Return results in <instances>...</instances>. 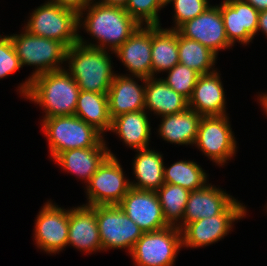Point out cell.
I'll list each match as a JSON object with an SVG mask.
<instances>
[{"label":"cell","mask_w":267,"mask_h":266,"mask_svg":"<svg viewBox=\"0 0 267 266\" xmlns=\"http://www.w3.org/2000/svg\"><path fill=\"white\" fill-rule=\"evenodd\" d=\"M22 68L15 47L9 35H0V79Z\"/></svg>","instance_id":"cell-34"},{"label":"cell","mask_w":267,"mask_h":266,"mask_svg":"<svg viewBox=\"0 0 267 266\" xmlns=\"http://www.w3.org/2000/svg\"><path fill=\"white\" fill-rule=\"evenodd\" d=\"M152 77L167 72L179 63L178 31L152 26ZM155 73V74H154Z\"/></svg>","instance_id":"cell-26"},{"label":"cell","mask_w":267,"mask_h":266,"mask_svg":"<svg viewBox=\"0 0 267 266\" xmlns=\"http://www.w3.org/2000/svg\"><path fill=\"white\" fill-rule=\"evenodd\" d=\"M174 5L175 27L170 30H177L186 21L194 19L203 13L209 6L208 0H170Z\"/></svg>","instance_id":"cell-33"},{"label":"cell","mask_w":267,"mask_h":266,"mask_svg":"<svg viewBox=\"0 0 267 266\" xmlns=\"http://www.w3.org/2000/svg\"><path fill=\"white\" fill-rule=\"evenodd\" d=\"M167 72L168 77L164 78L163 81L177 93L189 99L200 74L181 63H178Z\"/></svg>","instance_id":"cell-32"},{"label":"cell","mask_w":267,"mask_h":266,"mask_svg":"<svg viewBox=\"0 0 267 266\" xmlns=\"http://www.w3.org/2000/svg\"><path fill=\"white\" fill-rule=\"evenodd\" d=\"M225 93L217 71L200 75L188 99L190 109L203 116L226 115Z\"/></svg>","instance_id":"cell-20"},{"label":"cell","mask_w":267,"mask_h":266,"mask_svg":"<svg viewBox=\"0 0 267 266\" xmlns=\"http://www.w3.org/2000/svg\"><path fill=\"white\" fill-rule=\"evenodd\" d=\"M118 206L143 232H152L169 226L156 191L131 187Z\"/></svg>","instance_id":"cell-14"},{"label":"cell","mask_w":267,"mask_h":266,"mask_svg":"<svg viewBox=\"0 0 267 266\" xmlns=\"http://www.w3.org/2000/svg\"><path fill=\"white\" fill-rule=\"evenodd\" d=\"M95 214L104 251L124 248L130 253L144 234L118 205H96Z\"/></svg>","instance_id":"cell-8"},{"label":"cell","mask_w":267,"mask_h":266,"mask_svg":"<svg viewBox=\"0 0 267 266\" xmlns=\"http://www.w3.org/2000/svg\"><path fill=\"white\" fill-rule=\"evenodd\" d=\"M42 129L49 142L51 159L78 148L107 147L104 136L75 115L43 118Z\"/></svg>","instance_id":"cell-5"},{"label":"cell","mask_w":267,"mask_h":266,"mask_svg":"<svg viewBox=\"0 0 267 266\" xmlns=\"http://www.w3.org/2000/svg\"><path fill=\"white\" fill-rule=\"evenodd\" d=\"M234 197L209 183L203 188L190 191L182 223H178L181 230L186 224L203 218H210L221 214L233 201Z\"/></svg>","instance_id":"cell-19"},{"label":"cell","mask_w":267,"mask_h":266,"mask_svg":"<svg viewBox=\"0 0 267 266\" xmlns=\"http://www.w3.org/2000/svg\"><path fill=\"white\" fill-rule=\"evenodd\" d=\"M69 244V245H68ZM68 246L91 254L102 251L95 206L81 205L69 209Z\"/></svg>","instance_id":"cell-17"},{"label":"cell","mask_w":267,"mask_h":266,"mask_svg":"<svg viewBox=\"0 0 267 266\" xmlns=\"http://www.w3.org/2000/svg\"><path fill=\"white\" fill-rule=\"evenodd\" d=\"M86 11L87 13H83ZM84 14L87 16L83 17ZM78 18L79 28L82 26L93 39L99 41H97L98 44L88 43L79 35L80 44L103 50L109 47L113 52L140 26L123 7L104 5L99 1L91 2Z\"/></svg>","instance_id":"cell-1"},{"label":"cell","mask_w":267,"mask_h":266,"mask_svg":"<svg viewBox=\"0 0 267 266\" xmlns=\"http://www.w3.org/2000/svg\"><path fill=\"white\" fill-rule=\"evenodd\" d=\"M111 132L134 150L149 147L151 126L146 110L134 111L112 119Z\"/></svg>","instance_id":"cell-23"},{"label":"cell","mask_w":267,"mask_h":266,"mask_svg":"<svg viewBox=\"0 0 267 266\" xmlns=\"http://www.w3.org/2000/svg\"><path fill=\"white\" fill-rule=\"evenodd\" d=\"M80 89L68 73L61 69L32 78L26 99L43 107V118L75 115Z\"/></svg>","instance_id":"cell-2"},{"label":"cell","mask_w":267,"mask_h":266,"mask_svg":"<svg viewBox=\"0 0 267 266\" xmlns=\"http://www.w3.org/2000/svg\"><path fill=\"white\" fill-rule=\"evenodd\" d=\"M22 67L34 65L36 67L32 75L20 84L18 88L22 96H26L32 78L37 75L64 69L67 47L60 41L38 37L27 30L21 34L10 35ZM61 66V67H60Z\"/></svg>","instance_id":"cell-4"},{"label":"cell","mask_w":267,"mask_h":266,"mask_svg":"<svg viewBox=\"0 0 267 266\" xmlns=\"http://www.w3.org/2000/svg\"><path fill=\"white\" fill-rule=\"evenodd\" d=\"M164 6L162 0H128L124 9L141 26H160L158 12Z\"/></svg>","instance_id":"cell-31"},{"label":"cell","mask_w":267,"mask_h":266,"mask_svg":"<svg viewBox=\"0 0 267 266\" xmlns=\"http://www.w3.org/2000/svg\"><path fill=\"white\" fill-rule=\"evenodd\" d=\"M152 26H139L114 52L132 76L152 77Z\"/></svg>","instance_id":"cell-16"},{"label":"cell","mask_w":267,"mask_h":266,"mask_svg":"<svg viewBox=\"0 0 267 266\" xmlns=\"http://www.w3.org/2000/svg\"><path fill=\"white\" fill-rule=\"evenodd\" d=\"M166 5L169 4L170 0H162Z\"/></svg>","instance_id":"cell-40"},{"label":"cell","mask_w":267,"mask_h":266,"mask_svg":"<svg viewBox=\"0 0 267 266\" xmlns=\"http://www.w3.org/2000/svg\"><path fill=\"white\" fill-rule=\"evenodd\" d=\"M75 116L93 126L101 134L110 131L112 119L107 94L80 90Z\"/></svg>","instance_id":"cell-27"},{"label":"cell","mask_w":267,"mask_h":266,"mask_svg":"<svg viewBox=\"0 0 267 266\" xmlns=\"http://www.w3.org/2000/svg\"><path fill=\"white\" fill-rule=\"evenodd\" d=\"M246 212L245 205L235 199L221 214L186 224L181 229L182 246L198 248L218 242Z\"/></svg>","instance_id":"cell-10"},{"label":"cell","mask_w":267,"mask_h":266,"mask_svg":"<svg viewBox=\"0 0 267 266\" xmlns=\"http://www.w3.org/2000/svg\"><path fill=\"white\" fill-rule=\"evenodd\" d=\"M112 152L107 147L78 148L59 153L53 160L65 171L88 183L103 161Z\"/></svg>","instance_id":"cell-22"},{"label":"cell","mask_w":267,"mask_h":266,"mask_svg":"<svg viewBox=\"0 0 267 266\" xmlns=\"http://www.w3.org/2000/svg\"><path fill=\"white\" fill-rule=\"evenodd\" d=\"M194 161H177L170 167L164 166V183L181 186L189 191L203 188L207 183V174Z\"/></svg>","instance_id":"cell-29"},{"label":"cell","mask_w":267,"mask_h":266,"mask_svg":"<svg viewBox=\"0 0 267 266\" xmlns=\"http://www.w3.org/2000/svg\"><path fill=\"white\" fill-rule=\"evenodd\" d=\"M220 10L229 42L250 43L257 33L259 11L244 0H224Z\"/></svg>","instance_id":"cell-15"},{"label":"cell","mask_w":267,"mask_h":266,"mask_svg":"<svg viewBox=\"0 0 267 266\" xmlns=\"http://www.w3.org/2000/svg\"><path fill=\"white\" fill-rule=\"evenodd\" d=\"M261 31L267 36V10L259 12L257 32Z\"/></svg>","instance_id":"cell-36"},{"label":"cell","mask_w":267,"mask_h":266,"mask_svg":"<svg viewBox=\"0 0 267 266\" xmlns=\"http://www.w3.org/2000/svg\"><path fill=\"white\" fill-rule=\"evenodd\" d=\"M201 118L200 114L190 108L178 114L165 115L162 116L158 132L167 142L193 145Z\"/></svg>","instance_id":"cell-25"},{"label":"cell","mask_w":267,"mask_h":266,"mask_svg":"<svg viewBox=\"0 0 267 266\" xmlns=\"http://www.w3.org/2000/svg\"><path fill=\"white\" fill-rule=\"evenodd\" d=\"M130 182L125 178L117 157L112 153L87 183L86 205H118L131 188Z\"/></svg>","instance_id":"cell-9"},{"label":"cell","mask_w":267,"mask_h":266,"mask_svg":"<svg viewBox=\"0 0 267 266\" xmlns=\"http://www.w3.org/2000/svg\"><path fill=\"white\" fill-rule=\"evenodd\" d=\"M133 173L137 182H130L138 190L157 191L164 184L163 156L149 147L136 150Z\"/></svg>","instance_id":"cell-24"},{"label":"cell","mask_w":267,"mask_h":266,"mask_svg":"<svg viewBox=\"0 0 267 266\" xmlns=\"http://www.w3.org/2000/svg\"><path fill=\"white\" fill-rule=\"evenodd\" d=\"M68 73L80 90L107 94L116 74L107 50L89 47L79 42L67 48Z\"/></svg>","instance_id":"cell-3"},{"label":"cell","mask_w":267,"mask_h":266,"mask_svg":"<svg viewBox=\"0 0 267 266\" xmlns=\"http://www.w3.org/2000/svg\"><path fill=\"white\" fill-rule=\"evenodd\" d=\"M181 230L177 226L144 232L129 253L136 266H174L181 250Z\"/></svg>","instance_id":"cell-7"},{"label":"cell","mask_w":267,"mask_h":266,"mask_svg":"<svg viewBox=\"0 0 267 266\" xmlns=\"http://www.w3.org/2000/svg\"><path fill=\"white\" fill-rule=\"evenodd\" d=\"M104 5L117 6L125 8L128 0H99Z\"/></svg>","instance_id":"cell-38"},{"label":"cell","mask_w":267,"mask_h":266,"mask_svg":"<svg viewBox=\"0 0 267 266\" xmlns=\"http://www.w3.org/2000/svg\"><path fill=\"white\" fill-rule=\"evenodd\" d=\"M78 17L75 12L48 1L33 11L23 30L38 37L60 41L70 48L79 41Z\"/></svg>","instance_id":"cell-6"},{"label":"cell","mask_w":267,"mask_h":266,"mask_svg":"<svg viewBox=\"0 0 267 266\" xmlns=\"http://www.w3.org/2000/svg\"><path fill=\"white\" fill-rule=\"evenodd\" d=\"M64 9L71 10L77 15H80L82 11L91 3L89 0H49Z\"/></svg>","instance_id":"cell-35"},{"label":"cell","mask_w":267,"mask_h":266,"mask_svg":"<svg viewBox=\"0 0 267 266\" xmlns=\"http://www.w3.org/2000/svg\"><path fill=\"white\" fill-rule=\"evenodd\" d=\"M260 105H262L265 114H267V93H262L259 95Z\"/></svg>","instance_id":"cell-39"},{"label":"cell","mask_w":267,"mask_h":266,"mask_svg":"<svg viewBox=\"0 0 267 266\" xmlns=\"http://www.w3.org/2000/svg\"><path fill=\"white\" fill-rule=\"evenodd\" d=\"M143 81L139 85L135 78L126 75H115L107 92L109 114L111 119L134 111L145 110V81L146 78L134 76Z\"/></svg>","instance_id":"cell-18"},{"label":"cell","mask_w":267,"mask_h":266,"mask_svg":"<svg viewBox=\"0 0 267 266\" xmlns=\"http://www.w3.org/2000/svg\"><path fill=\"white\" fill-rule=\"evenodd\" d=\"M244 1L252 5L259 12L267 10V0H244Z\"/></svg>","instance_id":"cell-37"},{"label":"cell","mask_w":267,"mask_h":266,"mask_svg":"<svg viewBox=\"0 0 267 266\" xmlns=\"http://www.w3.org/2000/svg\"><path fill=\"white\" fill-rule=\"evenodd\" d=\"M189 108L188 99L169 87L161 78L150 77L145 81V110L162 117L178 114Z\"/></svg>","instance_id":"cell-21"},{"label":"cell","mask_w":267,"mask_h":266,"mask_svg":"<svg viewBox=\"0 0 267 266\" xmlns=\"http://www.w3.org/2000/svg\"><path fill=\"white\" fill-rule=\"evenodd\" d=\"M177 31L185 38L201 43L216 55L220 49L233 46L225 33L220 5H210L203 13L182 24Z\"/></svg>","instance_id":"cell-13"},{"label":"cell","mask_w":267,"mask_h":266,"mask_svg":"<svg viewBox=\"0 0 267 266\" xmlns=\"http://www.w3.org/2000/svg\"><path fill=\"white\" fill-rule=\"evenodd\" d=\"M178 58L179 63L194 69L200 75L216 71L213 66L217 55L201 43L185 38L179 32Z\"/></svg>","instance_id":"cell-28"},{"label":"cell","mask_w":267,"mask_h":266,"mask_svg":"<svg viewBox=\"0 0 267 266\" xmlns=\"http://www.w3.org/2000/svg\"><path fill=\"white\" fill-rule=\"evenodd\" d=\"M69 210L48 201L39 211L35 223L34 240L38 249L51 254L59 253L67 246Z\"/></svg>","instance_id":"cell-12"},{"label":"cell","mask_w":267,"mask_h":266,"mask_svg":"<svg viewBox=\"0 0 267 266\" xmlns=\"http://www.w3.org/2000/svg\"><path fill=\"white\" fill-rule=\"evenodd\" d=\"M228 119L227 115L203 116L194 142L205 156L222 166L236 154L237 148Z\"/></svg>","instance_id":"cell-11"},{"label":"cell","mask_w":267,"mask_h":266,"mask_svg":"<svg viewBox=\"0 0 267 266\" xmlns=\"http://www.w3.org/2000/svg\"><path fill=\"white\" fill-rule=\"evenodd\" d=\"M166 222L178 226L183 219L190 191L178 185L164 183L157 191Z\"/></svg>","instance_id":"cell-30"}]
</instances>
